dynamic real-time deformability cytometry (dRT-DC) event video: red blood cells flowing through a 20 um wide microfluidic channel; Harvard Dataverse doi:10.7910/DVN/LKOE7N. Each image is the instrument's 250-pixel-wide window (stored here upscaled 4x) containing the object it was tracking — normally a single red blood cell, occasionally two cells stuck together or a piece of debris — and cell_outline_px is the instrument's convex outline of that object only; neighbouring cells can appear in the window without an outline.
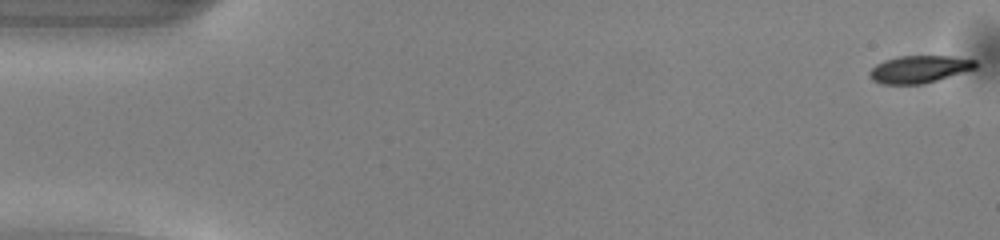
{"species": "common noctule bat (a hibernating species)", "species_latin": "Nyctalus noctula", "temperature_condition": "warm", "stored_images_in_passage": 13, "camera_frame_rate_fps": 3000, "um_per_image_px": 0.085, "animal": {"sex": "male", "body_mass_g": 13.0, "forearm_length_mm": 53.1}, "frame": {"image": 1, "passage_image": 1, "time_ms": 0.0, "image_size_px": [1000, 240], "cell_outline_px": [[980, 64], [976, 68], [964, 72], [924, 84], [880, 84], [872, 80], [868, 76], [868, 72], [876, 64], [884, 60], [896, 56], [952, 56], [976, 60]], "centroid_in_image_um": [78.13, 5.88], "position_along_channel_um": 6.9, "area_um2": 17.17}}
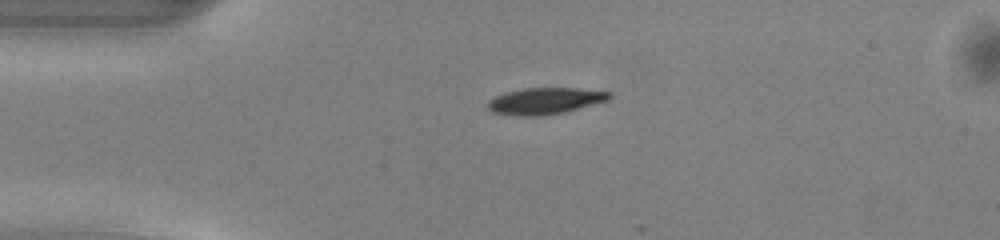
{"frame": {"image": 2, "passage_image": 12, "time_ms": 3.667, "image_size_px": [1000, 240], "cell_outline_px": [[612, 96], [608, 100], [564, 112], [536, 116], [520, 116], [492, 112], [488, 108], [488, 100], [504, 92], [524, 88], [576, 88], [612, 92]], "centroid_in_image_um": [46.32, 8.57], "position_along_channel_um": 38.7, "area_um2": 18.67}}